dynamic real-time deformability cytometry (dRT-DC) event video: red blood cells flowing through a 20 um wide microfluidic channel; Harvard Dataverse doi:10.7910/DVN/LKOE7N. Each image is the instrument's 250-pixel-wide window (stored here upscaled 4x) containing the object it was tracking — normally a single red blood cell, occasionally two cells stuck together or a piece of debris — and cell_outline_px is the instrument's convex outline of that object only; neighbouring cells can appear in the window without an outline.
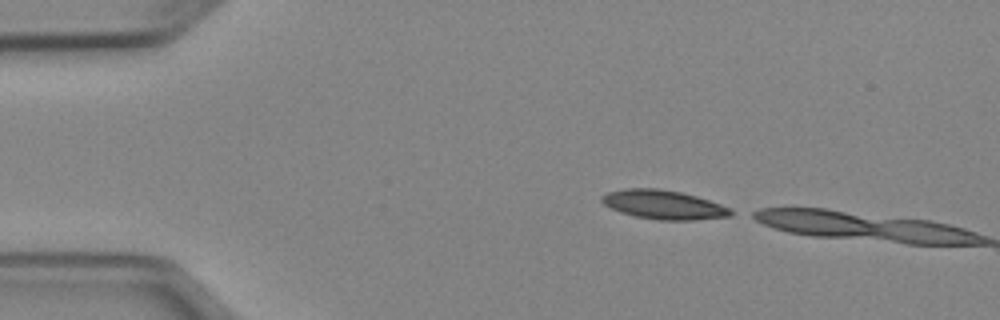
{"species": "Egyptian fruit bat (a non-hibernating species)", "species_latin": "Rousettus aegyptiacus", "temperature_condition": "cold", "stored_images_in_passage": 2, "camera_frame_rate_fps": 3000, "um_per_image_px": 0.085, "animal": {"sex": "female"}, "frame": {"image": 1, "passage_image": 1, "time_ms": 0.0, "image_size_px": [1000, 320], "cell_outline_px": [[736, 212], [732, 216], [692, 220], [660, 220], [636, 216], [620, 212], [604, 204], [600, 200], [600, 196], [608, 192], [624, 188], [656, 188], [680, 192], [696, 196], [720, 204]], "centroid_in_image_um": [56.4, 17.39], "position_along_channel_um": 28.6, "area_um2": 21.73}}